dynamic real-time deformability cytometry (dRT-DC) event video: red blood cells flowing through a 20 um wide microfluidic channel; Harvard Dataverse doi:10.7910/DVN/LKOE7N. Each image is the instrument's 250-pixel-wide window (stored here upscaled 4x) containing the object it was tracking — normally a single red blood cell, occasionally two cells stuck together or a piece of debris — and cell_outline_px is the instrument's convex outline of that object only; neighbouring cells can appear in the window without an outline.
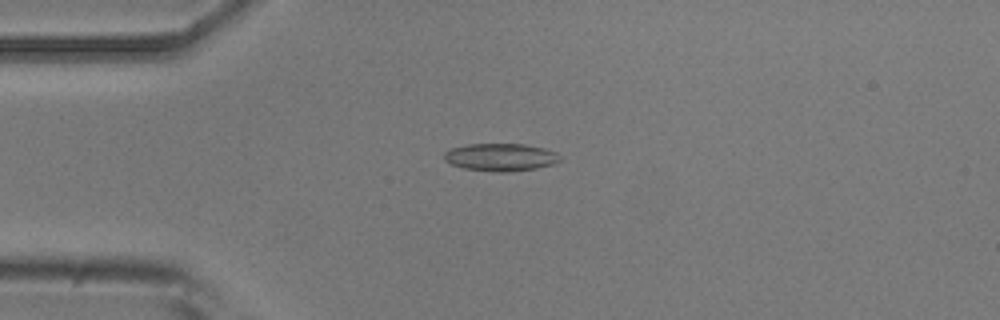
{"species": "common noctule bat (a hibernating species)", "species_latin": "Nyctalus noctula", "temperature_condition": "room temperature", "stored_images_in_passage": 7, "camera_frame_rate_fps": 3000, "um_per_image_px": 0.085, "animal": {"sex": "male", "body_mass_g": 20.5, "forearm_length_mm": 52.5}, "frame": {"image": 1, "passage_image": 4, "time_ms": 3.667, "image_size_px": [1000, 320], "cell_outline_px": [[560, 160], [552, 164], [536, 168], [508, 172], [496, 172], [464, 168], [452, 164], [444, 160], [444, 152], [452, 148], [468, 144], [524, 144], [544, 148], [556, 152], [560, 156]], "centroid_in_image_um": [42.55, 13.36], "position_along_channel_um": 42.5, "area_um2": 18.55}}
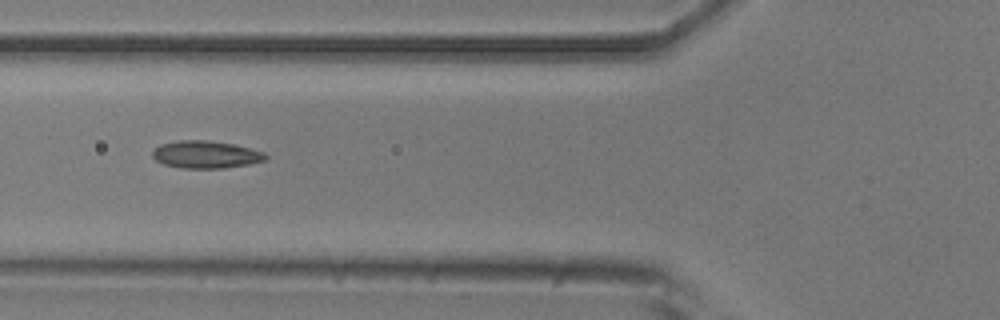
{"frame": {"image": 2, "passage_image": 6, "time_ms": 6.0, "image_size_px": [1000, 320], "cell_outline_px": [[268, 160], [248, 164], [224, 168], [180, 168], [164, 164], [156, 160], [152, 156], [152, 152], [160, 144], [176, 140], [208, 140], [232, 144], [264, 152], [268, 156]], "centroid_in_image_um": [17.49, 13.13], "position_along_channel_um": 108.3, "area_um2": 18.09}}
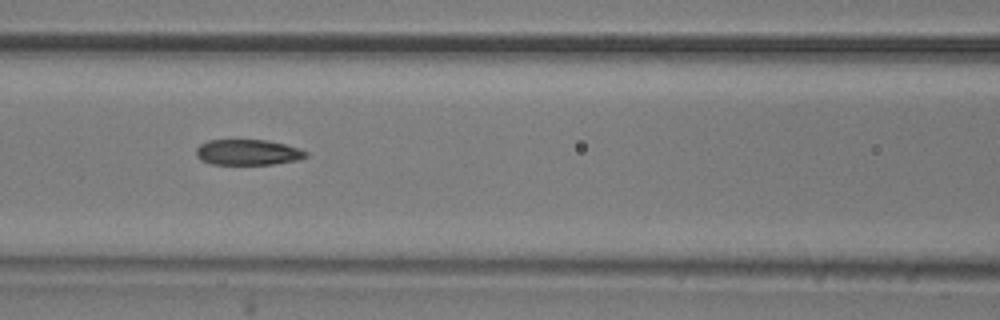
{"frame": {"image": 3, "passage_image": 7, "time_ms": 7.0, "image_size_px": [1000, 320], "cell_outline_px": [[308, 156], [300, 160], [272, 164], [212, 164], [200, 160], [196, 156], [196, 148], [200, 144], [208, 140], [268, 140], [300, 148], [308, 152]], "centroid_in_image_um": [21.08, 12.94], "position_along_channel_um": 145.5, "area_um2": 16.53}}